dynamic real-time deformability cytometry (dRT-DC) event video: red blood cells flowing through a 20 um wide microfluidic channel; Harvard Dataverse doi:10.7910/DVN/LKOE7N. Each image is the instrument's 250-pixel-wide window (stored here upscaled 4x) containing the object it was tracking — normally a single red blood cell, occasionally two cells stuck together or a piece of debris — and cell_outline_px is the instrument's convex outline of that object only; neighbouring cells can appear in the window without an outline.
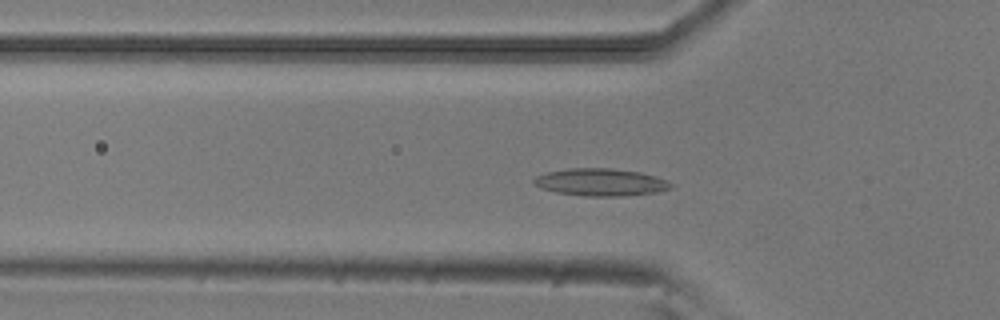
{"species": "common noctule bat (a hibernating species)", "species_latin": "Nyctalus noctula", "temperature_condition": "room temperature", "stored_images_in_passage": 49, "camera_frame_rate_fps": 3000, "um_per_image_px": 0.085, "animal": {"sex": "male", "body_mass_g": 20.5, "forearm_length_mm": 52.5}, "frame": {"image": 1, "passage_image": 14, "time_ms": 4.333, "image_size_px": [1000, 320], "cell_outline_px": [[676, 184], [672, 188], [656, 192], [620, 196], [584, 196], [556, 192], [540, 188], [532, 184], [532, 180], [536, 176], [548, 172], [568, 168], [612, 168], [640, 172], [656, 176], [668, 180]], "centroid_in_image_um": [51.07, 15.48], "position_along_channel_um": 74.7, "area_um2": 22.08}}
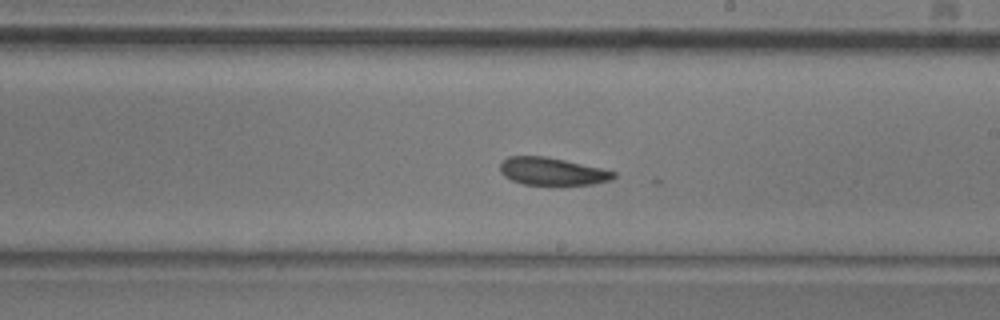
{"frame": {"image": 2, "passage_image": 27, "time_ms": 8.667, "image_size_px": [1000, 320], "cell_outline_px": [[616, 176], [612, 180], [596, 184], [560, 188], [552, 188], [524, 184], [512, 180], [504, 176], [500, 172], [500, 164], [508, 156], [544, 156], [564, 160], [600, 168], [616, 172]], "centroid_in_image_um": [46.97, 14.64], "position_along_channel_um": 242.0, "area_um2": 19.19}}
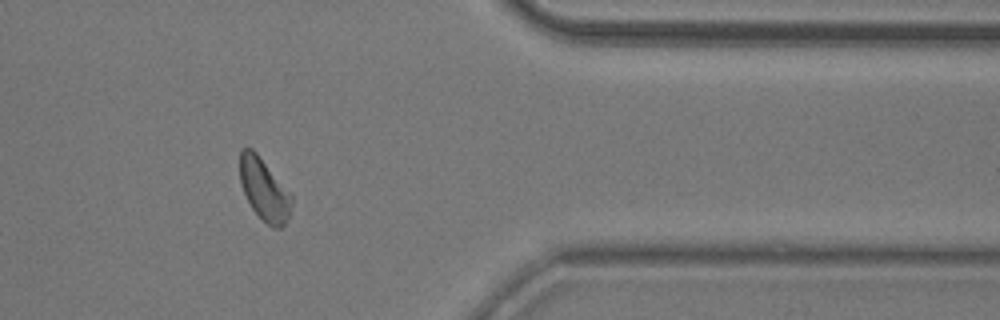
{"frame": {"image": 3, "passage_image": 40, "time_ms": 13.0, "image_size_px": [1000, 320], "cell_outline_px": [[292, 204], [288, 216], [284, 224], [280, 228], [276, 228], [268, 224], [252, 208], [240, 184], [240, 148], [252, 148], [256, 152], [292, 196]], "centroid_in_image_um": [22.43, 16.09], "position_along_channel_um": 389.0, "area_um2": 18.15}, "authors_computed_cell_mechanics": {"area_um2": 19.363, "velocity_mm_per_s": 3.844, "shape_relaxation_time_tau1_ms": null, "shape_relaxation_time_tau2_ms": 2.8393, "deformation_change_tau1": null, "deformation_change_tau2": 0.0927}}